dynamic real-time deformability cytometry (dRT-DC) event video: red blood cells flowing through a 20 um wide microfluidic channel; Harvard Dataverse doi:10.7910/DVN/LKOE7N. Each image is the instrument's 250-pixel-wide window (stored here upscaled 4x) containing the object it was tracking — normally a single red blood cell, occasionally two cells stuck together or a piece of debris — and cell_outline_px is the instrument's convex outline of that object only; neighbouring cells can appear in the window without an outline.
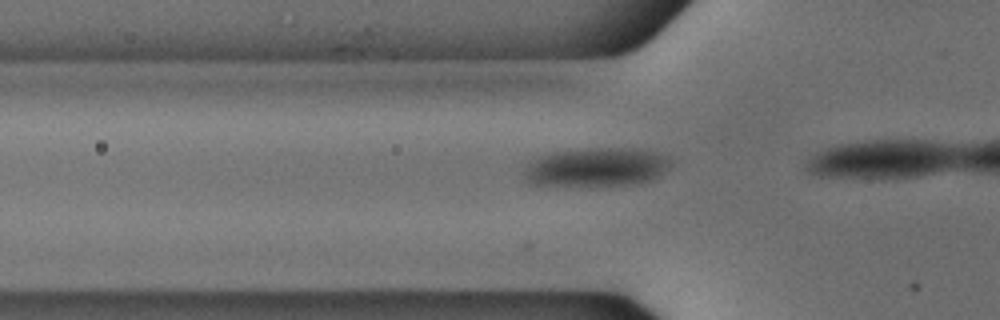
{"species": "common noctule bat (a hibernating species)", "species_latin": "Nyctalus noctula", "temperature_condition": "cold", "stored_images_in_passage": 15, "camera_frame_rate_fps": 3000, "um_per_image_px": 0.085, "animal": {"sex": "male", "body_mass_g": 18.8}, "frame": {"image": 1, "passage_image": 9, "time_ms": 2.667, "image_size_px": [1000, 320], "cell_outline_px": [[672, 164], [656, 180], [636, 184], [528, 184], [524, 180], [524, 168], [532, 160], [540, 156], [552, 152], [588, 148], [624, 148], [656, 152], [668, 156], [672, 160]], "centroid_in_image_um": [50.74, 14.19], "position_along_channel_um": 75.1, "area_um2": 32.95}}
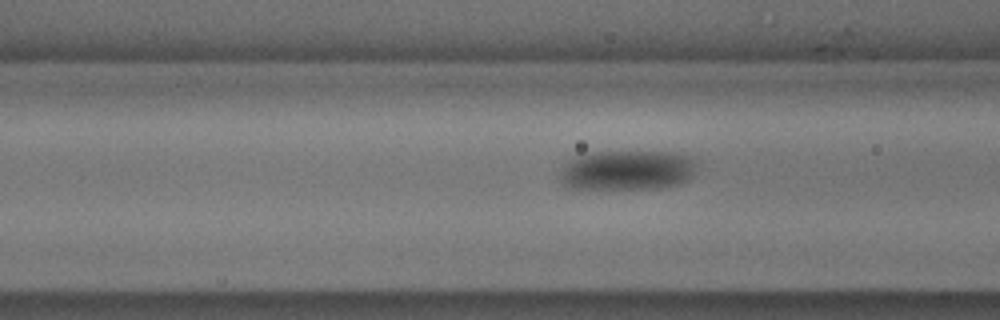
{"frame": {"image": 2, "passage_image": 12, "time_ms": 3.667, "image_size_px": [1000, 320], "cell_outline_px": [[692, 172], [680, 184], [660, 188], [568, 188], [556, 176], [564, 164], [568, 160], [576, 156], [592, 152], [668, 152], [688, 156], [692, 160]], "centroid_in_image_um": [53.17, 14.47], "position_along_channel_um": 113.4, "area_um2": 31.33}}